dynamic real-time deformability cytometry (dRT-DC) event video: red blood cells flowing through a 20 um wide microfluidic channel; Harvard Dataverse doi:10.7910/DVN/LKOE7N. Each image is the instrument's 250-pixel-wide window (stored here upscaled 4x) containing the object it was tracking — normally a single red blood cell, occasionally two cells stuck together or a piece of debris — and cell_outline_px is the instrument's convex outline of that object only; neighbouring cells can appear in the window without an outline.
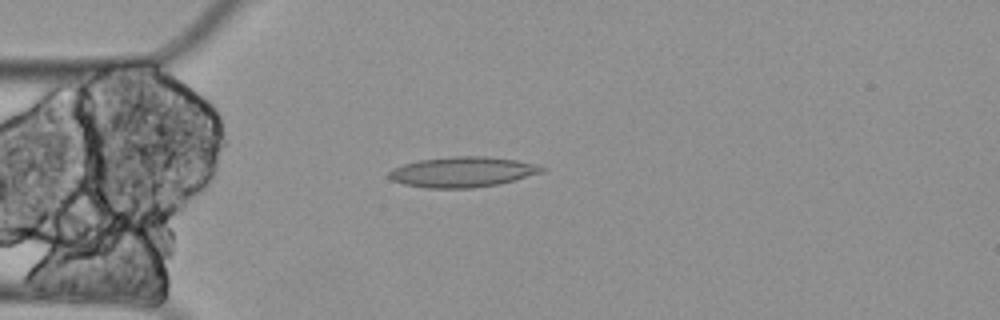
{"species": "Egyptian fruit bat (a non-hibernating species)", "species_latin": "Rousettus aegyptiacus", "temperature_condition": "cold", "stored_images_in_passage": 5, "camera_frame_rate_fps": 3000, "um_per_image_px": 0.085, "animal": {"sex": "female"}, "frame": {"image": 1, "passage_image": 5, "time_ms": 1.333, "image_size_px": [1000, 320], "cell_outline_px": [[548, 168], [544, 172], [500, 184], [472, 188], [428, 188], [404, 184], [392, 180], [388, 176], [388, 172], [392, 168], [404, 164], [420, 160], [456, 156], [488, 156], [516, 160], [536, 164]], "centroid_in_image_um": [39.35, 14.62], "position_along_channel_um": 45.7, "area_um2": 27.11}}